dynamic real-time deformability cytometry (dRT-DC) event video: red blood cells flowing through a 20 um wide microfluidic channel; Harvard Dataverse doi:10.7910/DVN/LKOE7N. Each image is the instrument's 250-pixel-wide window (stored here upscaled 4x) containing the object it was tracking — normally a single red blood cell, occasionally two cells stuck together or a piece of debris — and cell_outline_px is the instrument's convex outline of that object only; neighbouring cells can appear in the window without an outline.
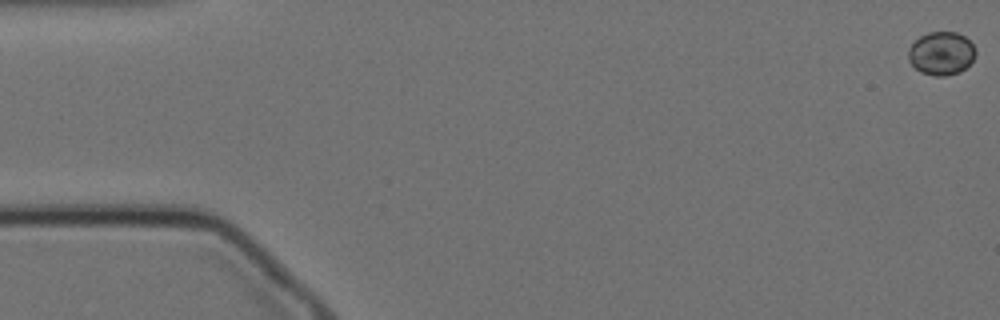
{"species": "Egyptian fruit bat (a non-hibernating species)", "species_latin": "Rousettus aegyptiacus", "temperature_condition": "cold", "stored_images_in_passage": 15, "camera_frame_rate_fps": 3000, "um_per_image_px": 0.085, "animal": {"sex": "female"}, "frame": {"image": 1, "passage_image": 1, "time_ms": 0.0, "image_size_px": [1000, 320], "cell_outline_px": [[976, 56], [960, 72], [944, 76], [936, 76], [920, 72], [908, 60], [908, 48], [920, 36], [928, 32], [956, 32], [964, 36], [976, 48]], "centroid_in_image_um": [80.01, 4.53], "position_along_channel_um": 5.0, "area_um2": 16.94}}
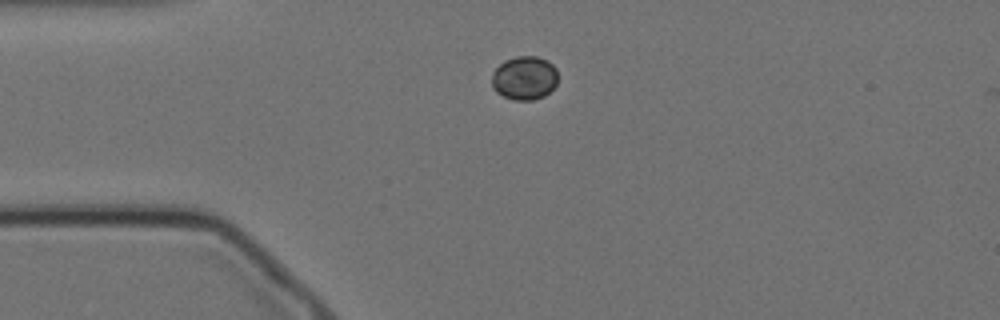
{"frame": {"image": 2, "passage_image": 14, "time_ms": 4.333, "image_size_px": [1000, 320], "cell_outline_px": [[556, 84], [544, 96], [532, 100], [512, 100], [496, 92], [492, 88], [492, 72], [504, 60], [516, 56], [536, 56], [548, 60], [556, 68]], "centroid_in_image_um": [44.55, 6.62], "position_along_channel_um": 40.4, "area_um2": 16.88}}